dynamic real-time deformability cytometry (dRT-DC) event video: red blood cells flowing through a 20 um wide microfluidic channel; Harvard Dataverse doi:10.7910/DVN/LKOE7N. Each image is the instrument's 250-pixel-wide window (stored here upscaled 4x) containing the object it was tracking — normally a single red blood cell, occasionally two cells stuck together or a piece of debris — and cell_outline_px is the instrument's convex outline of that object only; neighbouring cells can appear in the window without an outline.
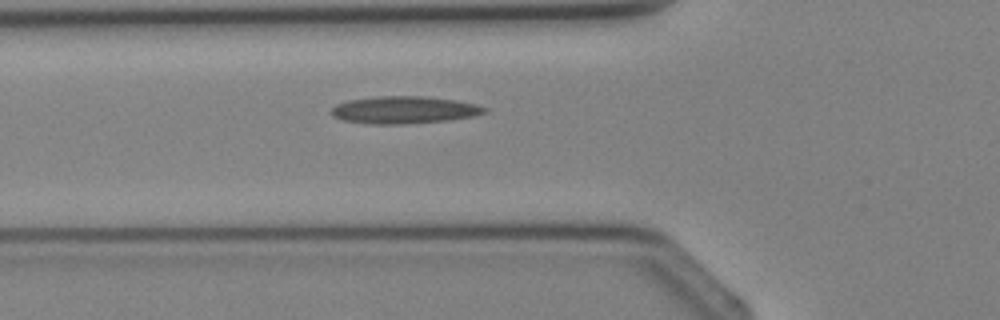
{"species": "Egyptian fruit bat (a non-hibernating species)", "species_latin": "Rousettus aegyptiacus", "temperature_condition": "cold", "stored_images_in_passage": 3, "camera_frame_rate_fps": 3000, "um_per_image_px": 0.085, "animal": {"sex": "female"}, "frame": {"image": 1, "passage_image": 3, "time_ms": 3.333, "image_size_px": [1000, 320], "cell_outline_px": [[488, 108], [484, 112], [472, 116], [448, 120], [404, 124], [372, 124], [340, 120], [332, 116], [332, 108], [336, 104], [348, 100], [376, 96], [424, 96], [456, 100], [476, 104]], "centroid_in_image_um": [34.31, 9.34], "position_along_channel_um": 91.5, "area_um2": 24.39}}